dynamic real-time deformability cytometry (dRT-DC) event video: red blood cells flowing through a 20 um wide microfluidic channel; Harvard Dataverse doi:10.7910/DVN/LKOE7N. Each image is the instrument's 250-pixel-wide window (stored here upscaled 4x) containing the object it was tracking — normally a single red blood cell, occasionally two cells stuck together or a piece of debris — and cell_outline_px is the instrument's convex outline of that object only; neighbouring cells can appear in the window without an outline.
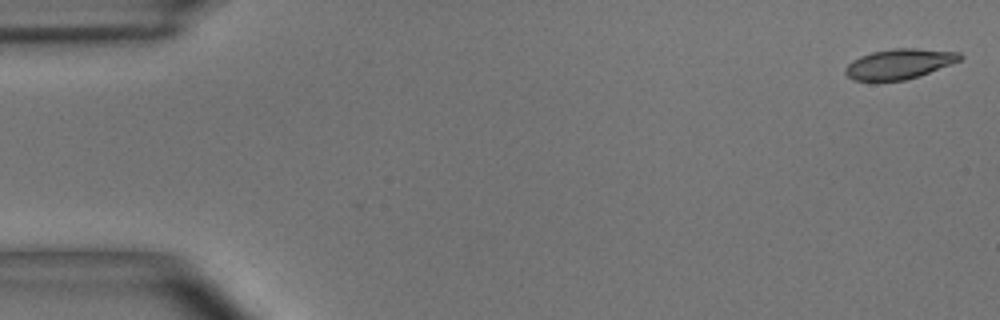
{"species": "common noctule bat (a hibernating species)", "species_latin": "Nyctalus noctula", "temperature_condition": "room temperature", "stored_images_in_passage": 16, "camera_frame_rate_fps": 3000, "um_per_image_px": 0.085, "animal": {"sex": "male", "body_mass_g": 15.6}, "frame": {"image": 1, "passage_image": 1, "time_ms": 0.0, "image_size_px": [1000, 320], "cell_outline_px": [[964, 56], [960, 60], [928, 72], [904, 80], [852, 80], [844, 72], [844, 68], [852, 60], [860, 56], [872, 52], [892, 48], [916, 48], [960, 52]], "centroid_in_image_um": [76.41, 5.41], "position_along_channel_um": 8.6, "area_um2": 19.83}}
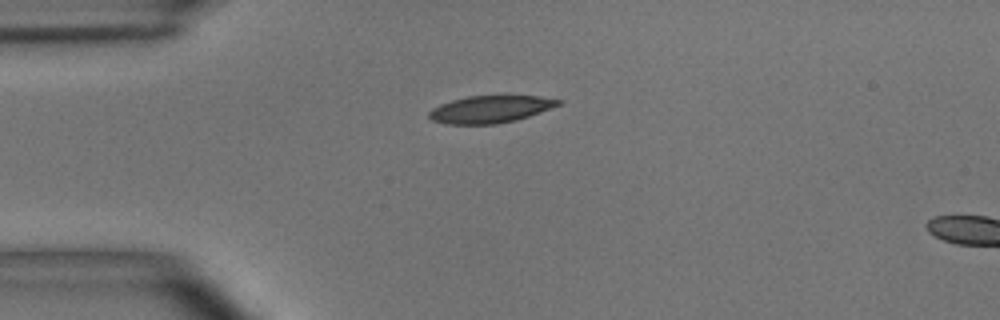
{"frame": {"image": 2, "passage_image": 13, "time_ms": 4.0, "image_size_px": [1000, 320], "cell_outline_px": [[564, 100], [560, 104], [540, 112], [516, 120], [496, 124], [444, 124], [432, 120], [428, 116], [428, 112], [432, 108], [440, 104], [452, 100], [468, 96], [540, 96]], "centroid_in_image_um": [41.65, 9.29], "position_along_channel_um": 43.3, "area_um2": 20.46}}